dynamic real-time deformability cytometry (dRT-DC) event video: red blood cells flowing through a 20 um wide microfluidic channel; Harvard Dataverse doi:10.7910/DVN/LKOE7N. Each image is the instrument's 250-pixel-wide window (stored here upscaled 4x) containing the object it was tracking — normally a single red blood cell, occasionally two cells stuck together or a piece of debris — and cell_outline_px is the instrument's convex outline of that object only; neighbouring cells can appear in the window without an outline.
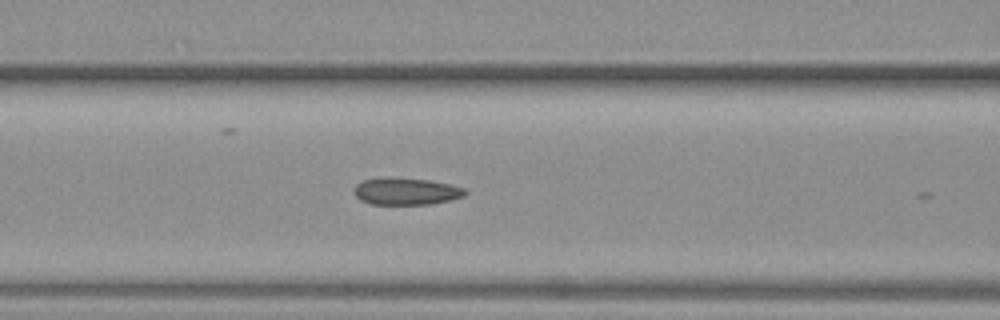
{"species": "common noctule bat (a hibernating species)", "species_latin": "Nyctalus noctula", "temperature_condition": "warm", "stored_images_in_passage": 5, "camera_frame_rate_fps": 3000, "um_per_image_px": 0.085, "animal": {"sex": "female", "body_mass_g": 19.3, "forearm_length_mm": 54.1}, "frame": {"image": 1, "passage_image": 5, "time_ms": 1.333, "image_size_px": [1000, 320], "cell_outline_px": [[468, 192], [464, 196], [452, 200], [432, 204], [368, 204], [360, 200], [356, 196], [356, 184], [360, 180], [380, 176], [428, 180], [448, 184], [464, 188]], "centroid_in_image_um": [34.5, 16.25], "position_along_channel_um": 132.1, "area_um2": 17.69}}